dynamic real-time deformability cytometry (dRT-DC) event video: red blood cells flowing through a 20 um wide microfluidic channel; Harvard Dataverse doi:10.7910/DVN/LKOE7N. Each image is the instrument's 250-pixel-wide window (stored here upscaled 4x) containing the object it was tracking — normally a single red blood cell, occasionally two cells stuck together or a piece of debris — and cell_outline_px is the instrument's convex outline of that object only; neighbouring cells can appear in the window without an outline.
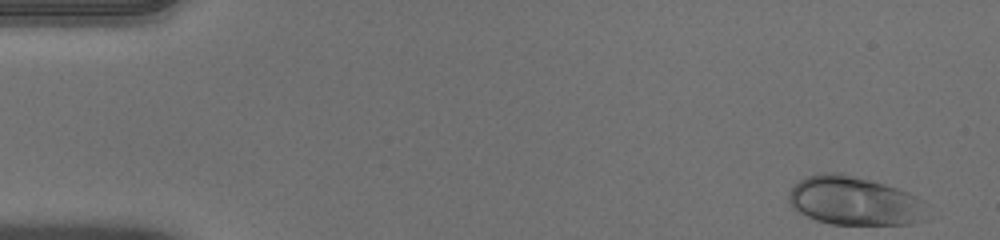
{"species": "human", "species_latin": "Homo sapiens", "temperature_condition": "warm", "stored_images_in_passage": 50, "camera_frame_rate_fps": 3000, "um_per_image_px": 0.085, "donor": {"sex": "male"}, "frame": {"image": 1, "passage_image": 1, "time_ms": 0.0, "image_size_px": [1000, 240], "cell_outline_px": [[924, 220], [912, 224], [832, 224], [816, 220], [792, 208], [788, 204], [788, 192], [800, 180], [808, 176], [824, 172], [840, 172], [884, 184], [908, 192], [916, 196]], "centroid_in_image_um": [72.51, 17.07], "position_along_channel_um": 12.5, "area_um2": 38.61}}
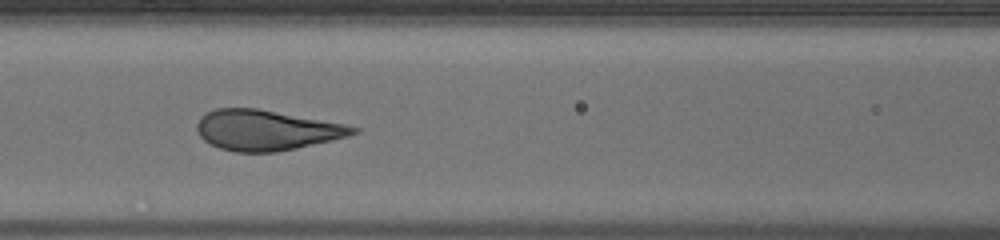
{"frame": {"image": 2, "passage_image": 21, "time_ms": 6.667, "image_size_px": [1000, 240], "cell_outline_px": [[360, 132], [348, 136], [332, 140], [296, 148], [276, 152], [236, 152], [220, 148], [204, 140], [196, 132], [196, 124], [200, 116], [216, 108], [256, 108], [344, 124], [360, 128]], "centroid_in_image_um": [22.61, 11.06], "position_along_channel_um": 144.0, "area_um2": 36.53}}
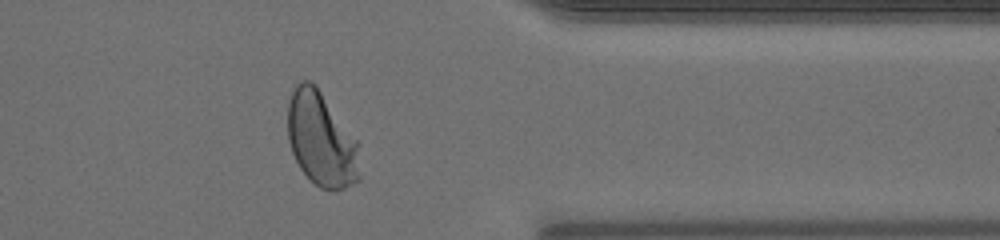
{"frame": {"image": 3, "passage_image": 40, "time_ms": 13.0, "image_size_px": [1000, 240], "cell_outline_px": [[360, 180], [344, 188], [320, 188], [300, 168], [292, 152], [288, 140], [288, 104], [292, 88], [300, 80], [312, 80], [316, 84], [356, 140], [360, 176]], "centroid_in_image_um": [27.28, 11.79], "position_along_channel_um": 384.1, "area_um2": 39.19}, "authors_computed_cell_mechanics": {"area_um2": 37.7145, "velocity_mm_per_s": 3.9743, "shape_relaxation_time_tau1_ms": 3.7923, "shape_relaxation_time_tau2_ms": null, "deformation_change_tau1": 0.181, "deformation_change_tau2": null}}